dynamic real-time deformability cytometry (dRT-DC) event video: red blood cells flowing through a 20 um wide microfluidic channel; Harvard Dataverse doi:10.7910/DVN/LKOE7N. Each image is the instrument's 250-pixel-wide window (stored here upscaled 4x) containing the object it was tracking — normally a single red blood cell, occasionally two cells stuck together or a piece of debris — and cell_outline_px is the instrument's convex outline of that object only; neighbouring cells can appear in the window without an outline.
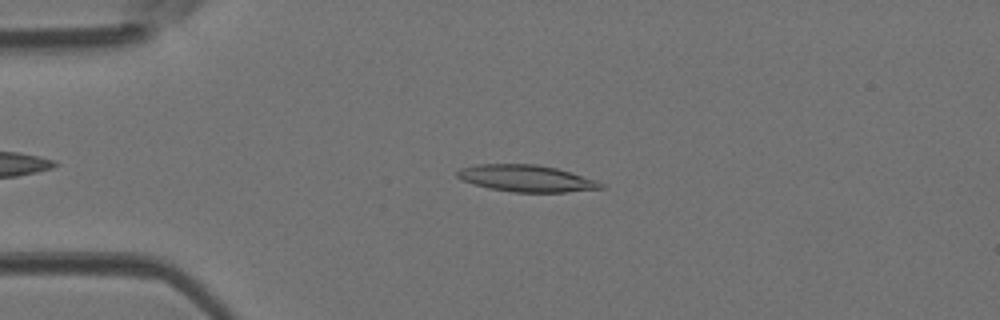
{"species": "Egyptian fruit bat (a non-hibernating species)", "species_latin": "Rousettus aegyptiacus", "temperature_condition": "room temperature", "stored_images_in_passage": 44, "camera_frame_rate_fps": 3000, "um_per_image_px": 0.085, "animal": {"sex": "female"}, "frame": {"image": 1, "passage_image": 10, "time_ms": 3.0, "image_size_px": [1000, 320], "cell_outline_px": [[608, 188], [564, 192], [512, 192], [488, 188], [460, 180], [456, 176], [456, 172], [460, 168], [476, 164], [536, 164], [556, 168], [596, 180], [604, 184]], "centroid_in_image_um": [44.72, 15.16], "position_along_channel_um": 40.3, "area_um2": 22.48}}
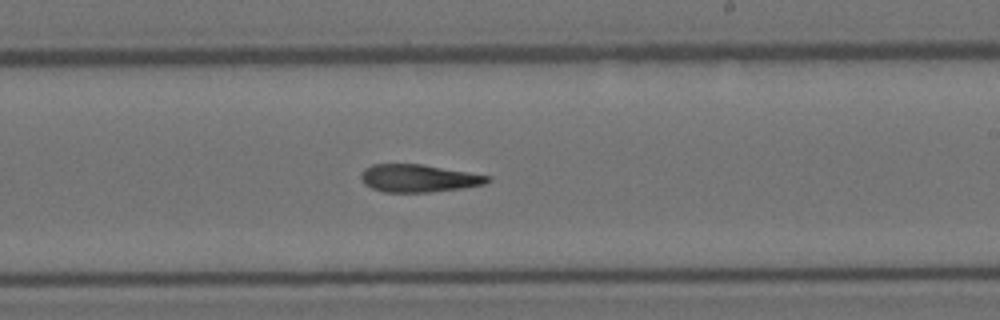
{"frame": {"image": 2, "passage_image": 26, "time_ms": 8.333, "image_size_px": [1000, 320], "cell_outline_px": [[492, 180], [484, 184], [460, 188], [432, 192], [384, 192], [372, 188], [364, 184], [360, 180], [360, 172], [364, 168], [372, 164], [420, 164], [492, 176]], "centroid_in_image_um": [35.54, 15.15], "position_along_channel_um": 253.5, "area_um2": 20.46}}
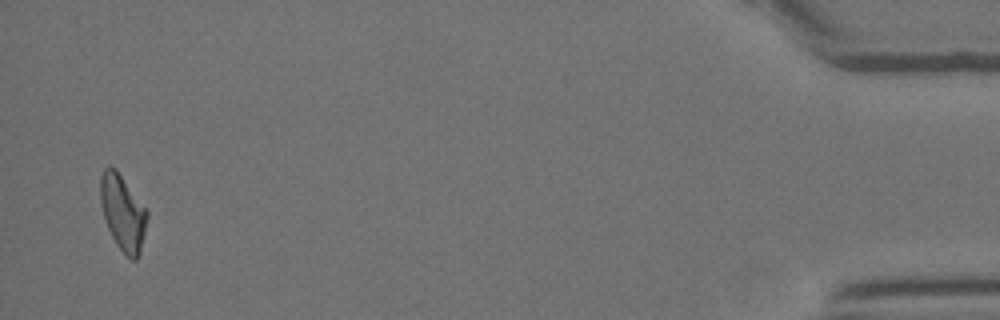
{"frame": {"image": 3, "passage_image": 43, "time_ms": 14.0, "image_size_px": [1000, 320], "cell_outline_px": [[148, 216], [140, 256], [136, 260], [132, 260], [116, 244], [104, 220], [100, 204], [100, 176], [104, 168], [108, 164], [116, 168], [148, 212]], "centroid_in_image_um": [10.42, 18.05], "position_along_channel_um": 424.8, "area_um2": 20.69}}